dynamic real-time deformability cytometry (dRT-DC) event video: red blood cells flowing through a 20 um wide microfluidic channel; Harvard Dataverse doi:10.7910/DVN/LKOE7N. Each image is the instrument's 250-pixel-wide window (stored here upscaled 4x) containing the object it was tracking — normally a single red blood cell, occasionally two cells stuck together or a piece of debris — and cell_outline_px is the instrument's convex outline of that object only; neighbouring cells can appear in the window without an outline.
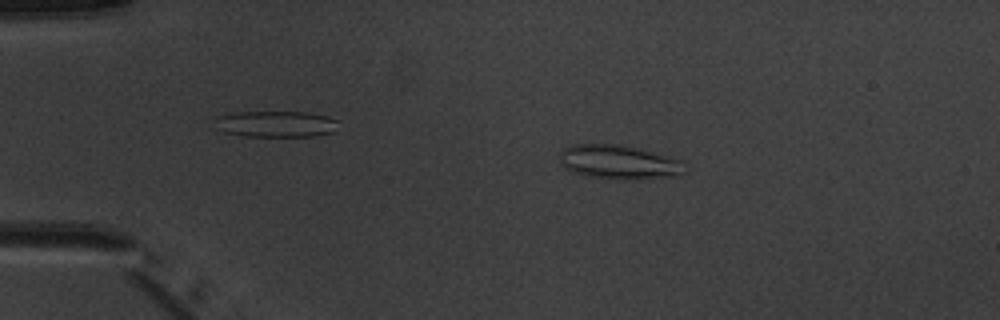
{"species": "common noctule bat (a hibernating species)", "species_latin": "Nyctalus noctula", "temperature_condition": "warm", "stored_images_in_passage": 3, "camera_frame_rate_fps": 3000, "um_per_image_px": 0.085, "animal": {"sex": "male", "body_mass_g": 20.1, "forearm_length_mm": 53.5}, "frame": {"image": 1, "passage_image": 2, "time_ms": 1.0, "image_size_px": [1000, 320], "cell_outline_px": [[680, 172], [676, 176], [588, 176], [572, 172], [564, 168], [560, 164], [560, 152], [564, 148], [572, 144], [616, 144], [636, 148], [652, 152], [680, 160]], "centroid_in_image_um": [52.41, 13.71], "position_along_channel_um": 32.6, "area_um2": 23.12}}